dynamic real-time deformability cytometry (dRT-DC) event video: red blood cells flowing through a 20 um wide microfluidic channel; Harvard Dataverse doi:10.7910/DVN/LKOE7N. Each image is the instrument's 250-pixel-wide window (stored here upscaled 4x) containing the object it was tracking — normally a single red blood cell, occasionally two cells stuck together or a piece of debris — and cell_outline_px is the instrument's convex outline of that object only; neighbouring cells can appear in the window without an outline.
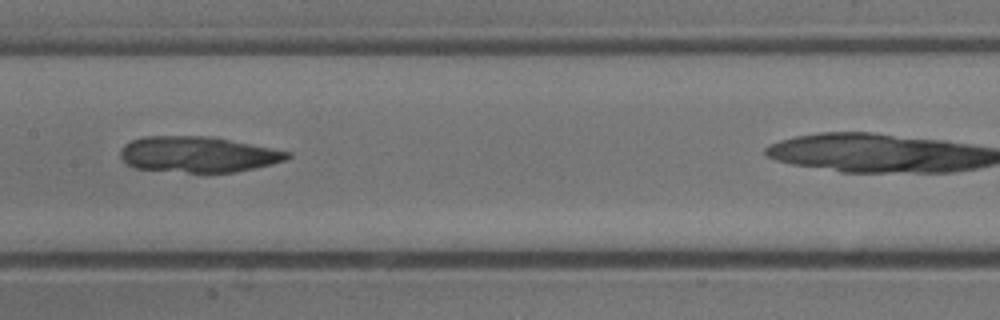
{"species": "common noctule bat (a hibernating species)", "species_latin": "Nyctalus noctula", "temperature_condition": "cold", "stored_images_in_passage": 31, "camera_frame_rate_fps": 3000, "um_per_image_px": 0.085, "animal": {"sex": "male", "body_mass_g": 13.3}, "frame": {"image": 1, "passage_image": 14, "time_ms": 4.333, "image_size_px": [1000, 320], "cell_outline_px": [[292, 156], [284, 160], [272, 164], [232, 172], [188, 172], [136, 168], [128, 164], [120, 156], [120, 152], [124, 144], [132, 140], [144, 136], [212, 136], [292, 152]], "centroid_in_image_um": [16.84, 13.11], "position_along_channel_um": 190.6, "area_um2": 34.62}}
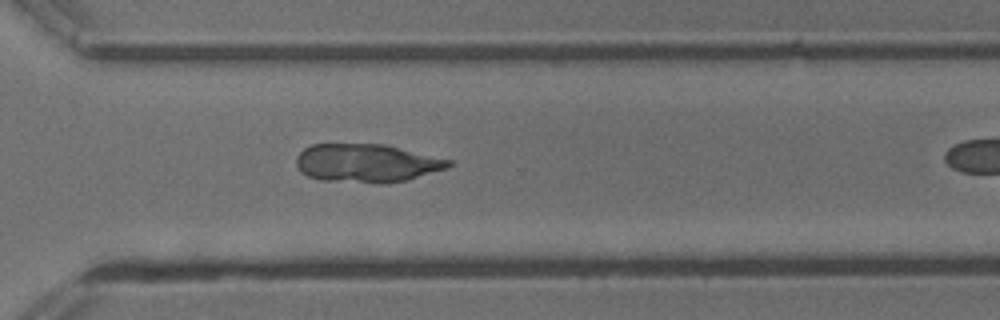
{"frame": {"image": 2, "passage_image": 26, "time_ms": 8.333, "image_size_px": [1000, 320], "cell_outline_px": [[452, 164], [448, 168], [404, 180], [384, 184], [376, 184], [320, 180], [308, 176], [300, 172], [296, 164], [296, 156], [304, 148], [312, 144], [384, 144], [452, 160]], "centroid_in_image_um": [31.13, 13.87], "position_along_channel_um": 339.5, "area_um2": 34.22}}
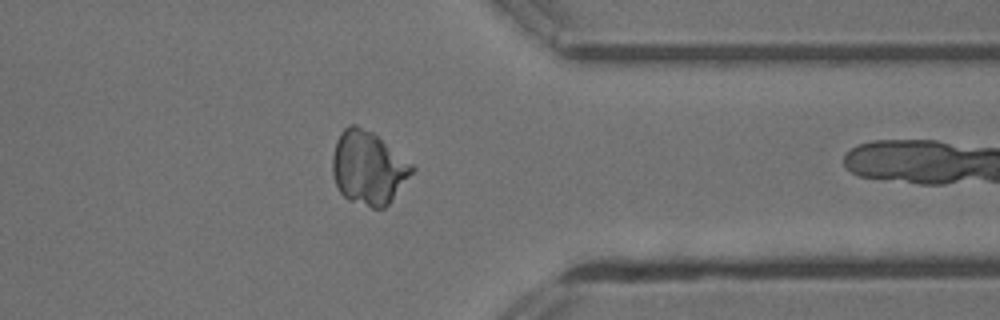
{"frame": {"image": 3, "passage_image": 30, "time_ms": 9.667, "image_size_px": [1000, 320], "cell_outline_px": [[416, 168], [388, 204], [384, 208], [372, 208], [348, 200], [340, 192], [336, 184], [332, 172], [332, 156], [336, 140], [340, 132], [348, 124], [356, 124], [372, 132], [412, 164]], "centroid_in_image_um": [31.27, 14.26], "position_along_channel_um": 380.1, "area_um2": 33.76}}